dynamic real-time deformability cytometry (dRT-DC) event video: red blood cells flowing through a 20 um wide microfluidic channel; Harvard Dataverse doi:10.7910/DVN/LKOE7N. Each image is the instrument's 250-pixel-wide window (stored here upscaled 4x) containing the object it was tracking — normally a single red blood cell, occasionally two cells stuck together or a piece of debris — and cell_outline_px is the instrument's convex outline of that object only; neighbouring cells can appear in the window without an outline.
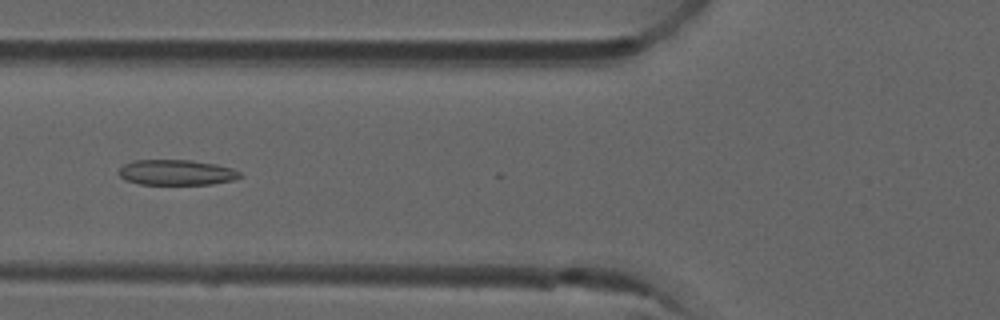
{"species": "common noctule bat (a hibernating species)", "species_latin": "Nyctalus noctula", "temperature_condition": "room temperature", "stored_images_in_passage": 7, "camera_frame_rate_fps": 3000, "um_per_image_px": 0.085, "animal": {"sex": "male", "forearm_length_mm": 52.5}, "frame": {"image": 1, "passage_image": 6, "time_ms": 1.667, "image_size_px": [1000, 320], "cell_outline_px": [[244, 176], [236, 180], [212, 184], [140, 184], [124, 180], [120, 176], [120, 168], [124, 164], [136, 160], [192, 160], [216, 164], [232, 168], [240, 172]], "centroid_in_image_um": [15.05, 14.66], "position_along_channel_um": 110.7, "area_um2": 18.03}}